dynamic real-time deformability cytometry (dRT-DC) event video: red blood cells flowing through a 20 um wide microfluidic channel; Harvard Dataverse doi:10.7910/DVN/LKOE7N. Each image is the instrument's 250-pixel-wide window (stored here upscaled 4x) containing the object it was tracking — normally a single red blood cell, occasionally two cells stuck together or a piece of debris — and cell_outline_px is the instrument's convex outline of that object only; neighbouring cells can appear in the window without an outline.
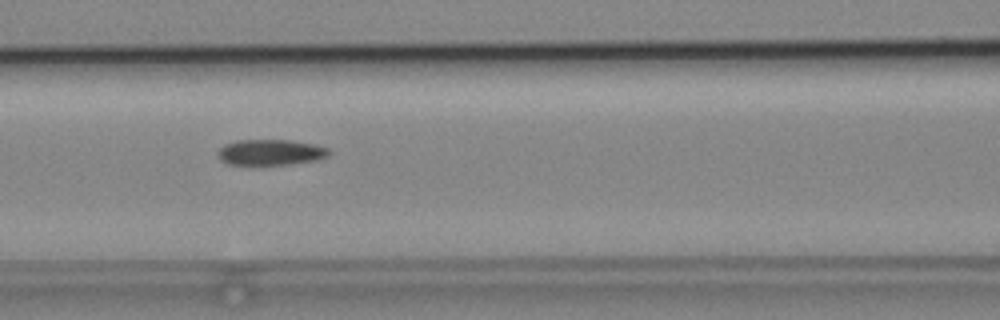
{"species": "common noctule bat (a hibernating species)", "species_latin": "Nyctalus noctula", "temperature_condition": "cold", "stored_images_in_passage": 9, "camera_frame_rate_fps": 3000, "um_per_image_px": 0.085, "animal": {"sex": "male", "body_mass_g": 19.2, "forearm_length_mm": 51.8}, "frame": {"image": 1, "passage_image": 6, "time_ms": 1.667, "image_size_px": [1000, 320], "cell_outline_px": [[332, 152], [328, 156], [320, 160], [292, 164], [228, 164], [220, 160], [216, 152], [224, 144], [236, 140], [292, 140], [316, 144], [328, 148]], "centroid_in_image_um": [23.04, 12.94], "position_along_channel_um": 143.6, "area_um2": 16.94}}
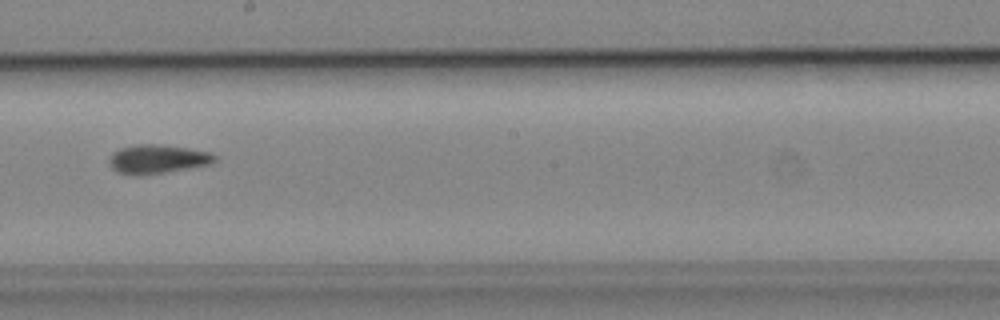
{"frame": {"image": 2, "passage_image": 8, "time_ms": 2.333, "image_size_px": [1000, 320], "cell_outline_px": [[216, 160], [208, 164], [188, 168], [140, 176], [136, 176], [116, 172], [108, 164], [108, 160], [112, 152], [120, 148], [136, 144], [160, 144], [188, 148], [212, 152], [216, 156]], "centroid_in_image_um": [13.33, 13.52], "position_along_channel_um": 234.9, "area_um2": 17.92}}
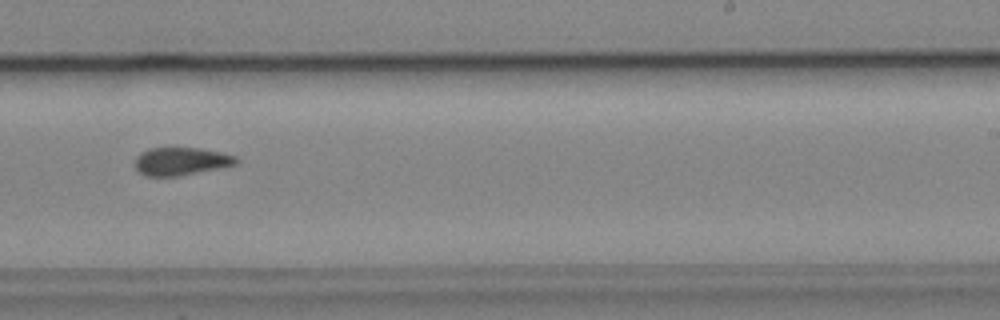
{"frame": {"image": 3, "passage_image": 9, "time_ms": 2.667, "image_size_px": [1000, 320], "cell_outline_px": [[240, 160], [236, 164], [180, 176], [144, 176], [136, 168], [136, 156], [140, 152], [148, 148], [172, 144], [200, 148], [220, 152], [236, 156]], "centroid_in_image_um": [15.35, 13.65], "position_along_channel_um": 273.7, "area_um2": 17.17}}